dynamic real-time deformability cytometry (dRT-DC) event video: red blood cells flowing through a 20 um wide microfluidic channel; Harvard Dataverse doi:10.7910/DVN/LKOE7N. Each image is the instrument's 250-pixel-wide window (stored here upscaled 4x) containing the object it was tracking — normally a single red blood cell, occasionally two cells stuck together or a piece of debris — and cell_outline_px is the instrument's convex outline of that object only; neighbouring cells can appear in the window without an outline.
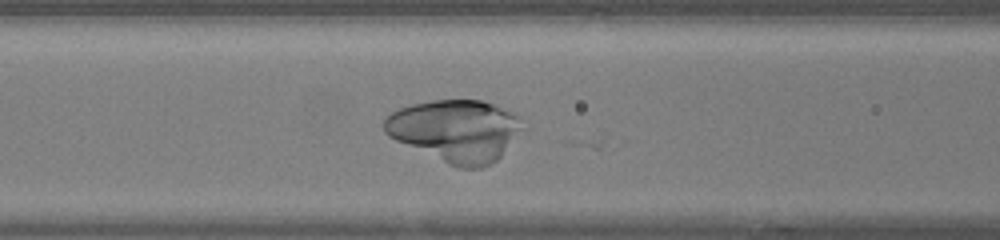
{"species": "human", "species_latin": "Homo sapiens", "temperature_condition": "warm", "stored_images_in_passage": 22, "camera_frame_rate_fps": 3000, "um_per_image_px": 0.085, "donor": {"sex": "female"}, "frame": {"image": 1, "passage_image": 12, "time_ms": 3.667, "image_size_px": [1000, 240], "cell_outline_px": [[520, 128], [500, 156], [496, 160], [480, 168], [460, 168], [448, 164], [396, 140], [388, 136], [384, 132], [384, 116], [400, 108], [412, 104], [432, 100], [480, 100], [492, 104], [512, 112], [520, 116]], "centroid_in_image_um": [38.65, 11.09], "position_along_channel_um": 127.9, "area_um2": 49.07}}